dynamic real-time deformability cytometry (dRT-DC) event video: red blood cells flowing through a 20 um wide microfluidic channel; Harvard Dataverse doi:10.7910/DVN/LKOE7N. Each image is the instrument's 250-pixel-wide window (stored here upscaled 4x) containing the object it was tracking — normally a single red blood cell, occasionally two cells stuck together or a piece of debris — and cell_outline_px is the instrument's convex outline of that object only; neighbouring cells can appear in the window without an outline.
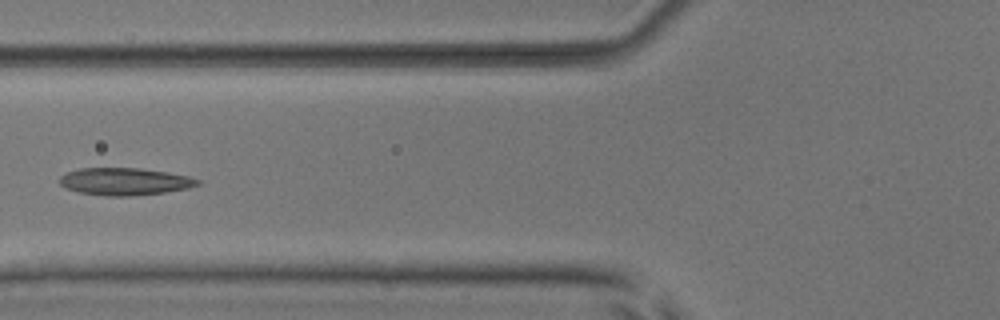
{"species": "common noctule bat (a hibernating species)", "species_latin": "Nyctalus noctula", "temperature_condition": "room temperature", "stored_images_in_passage": 8, "camera_frame_rate_fps": 3000, "um_per_image_px": 0.085, "animal": {"sex": "male", "body_mass_g": 17.9, "forearm_length_mm": 54.2}, "frame": {"image": 1, "passage_image": 6, "time_ms": 6.667, "image_size_px": [1000, 320], "cell_outline_px": [[200, 184], [188, 188], [164, 192], [132, 196], [108, 196], [80, 192], [64, 188], [60, 184], [60, 176], [68, 172], [80, 168], [140, 168], [188, 176], [200, 180]], "centroid_in_image_um": [10.58, 15.43], "position_along_channel_um": 115.2, "area_um2": 21.79}}
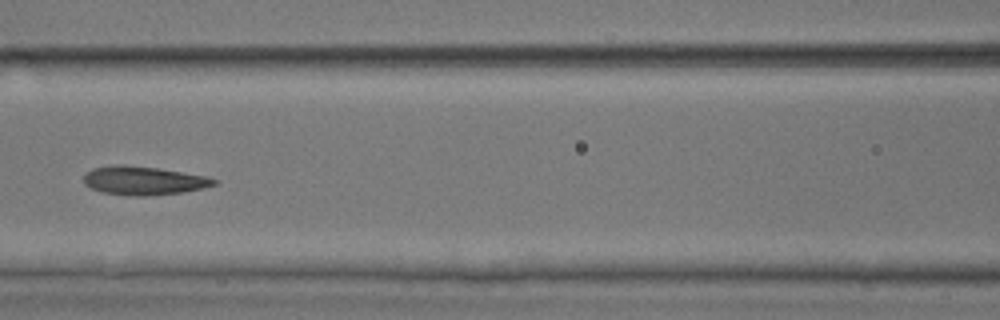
{"frame": {"image": 2, "passage_image": 7, "time_ms": 7.667, "image_size_px": [1000, 320], "cell_outline_px": [[220, 180], [216, 184], [204, 188], [184, 192], [148, 196], [136, 196], [104, 192], [92, 188], [84, 184], [84, 176], [92, 168], [116, 164], [124, 164], [156, 168], [208, 176]], "centroid_in_image_um": [12.25, 15.34], "position_along_channel_um": 154.3, "area_um2": 21.73}}